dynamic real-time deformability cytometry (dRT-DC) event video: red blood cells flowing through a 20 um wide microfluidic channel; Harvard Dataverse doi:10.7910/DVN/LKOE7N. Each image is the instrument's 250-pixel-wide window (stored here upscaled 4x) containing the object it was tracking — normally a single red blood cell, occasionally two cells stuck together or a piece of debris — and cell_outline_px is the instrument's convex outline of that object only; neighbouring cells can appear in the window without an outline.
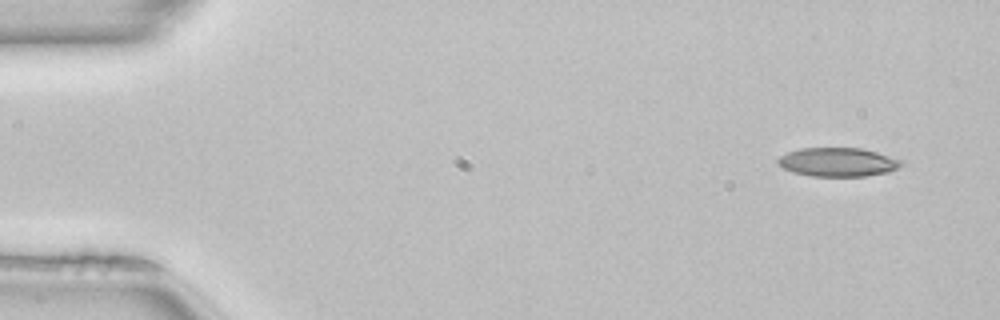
{"species": "common noctule bat (a hibernating species)", "species_latin": "Nyctalus noctula", "temperature_condition": "room temperature", "stored_images_in_passage": 48, "camera_frame_rate_fps": 3000, "um_per_image_px": 0.085, "animal": {"sex": "female", "body_mass_g": 22.7, "forearm_length_mm": 54.2}, "frame": {"image": 1, "passage_image": 1, "time_ms": 0.0, "image_size_px": [1000, 320], "cell_outline_px": [[900, 164], [896, 168], [888, 172], [864, 176], [812, 176], [792, 172], [776, 164], [776, 160], [780, 156], [788, 152], [800, 148], [860, 148], [876, 152], [900, 160]], "centroid_in_image_um": [71.13, 13.78], "position_along_channel_um": 13.9, "area_um2": 20.46}}
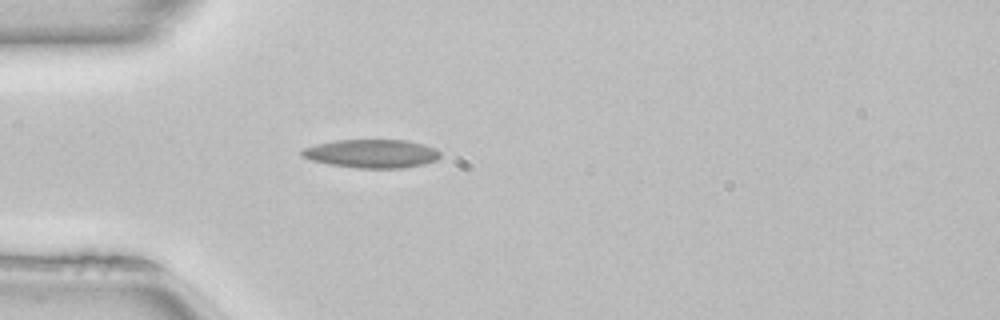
{"frame": {"image": 2, "passage_image": 12, "time_ms": 3.667, "image_size_px": [1000, 320], "cell_outline_px": [[440, 156], [436, 160], [424, 164], [400, 168], [356, 168], [328, 164], [308, 160], [300, 156], [300, 148], [316, 144], [336, 140], [408, 140], [424, 144], [440, 152]], "centroid_in_image_um": [31.52, 13.06], "position_along_channel_um": 53.5, "area_um2": 23.18}}
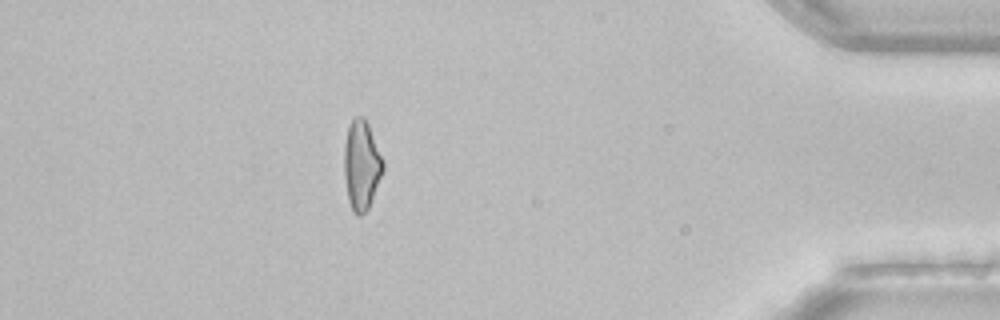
{"frame": {"image": 3, "passage_image": 42, "time_ms": 13.667, "image_size_px": [1000, 320], "cell_outline_px": [[384, 168], [368, 208], [360, 216], [356, 216], [352, 212], [348, 200], [344, 176], [344, 144], [348, 128], [352, 116], [364, 116], [368, 124], [384, 160]], "centroid_in_image_um": [30.71, 14.02], "position_along_channel_um": 404.5, "area_um2": 20.4}, "authors_computed_cell_mechanics": {"area_um2": 21.0103, "velocity_mm_per_s": 4.0808, "shape_relaxation_time_tau1_ms": 9.161, "shape_relaxation_time_tau2_ms": 3.7117, "deformation_change_tau1": 0.2132, "deformation_change_tau2": 0.1204}}